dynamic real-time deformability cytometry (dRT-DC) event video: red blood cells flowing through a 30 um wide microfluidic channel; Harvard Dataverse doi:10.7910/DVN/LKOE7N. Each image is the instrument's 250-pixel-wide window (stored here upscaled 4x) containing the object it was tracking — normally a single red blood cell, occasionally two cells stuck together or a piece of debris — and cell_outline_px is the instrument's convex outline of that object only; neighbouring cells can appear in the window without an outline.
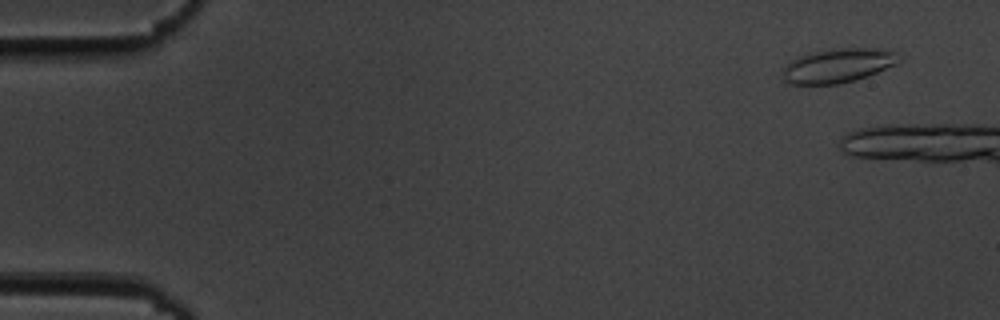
{"species": "common noctule bat (a hibernating species)", "species_latin": "Nyctalus noctula", "temperature_condition": "cold", "stored_images_in_passage": 10, "camera_frame_rate_fps": 3000, "um_per_image_px": 0.085, "animal": {"sex": "male", "body_mass_g": 19.5, "forearm_length_mm": 54.6}, "frame": {"image": 1, "passage_image": 4, "time_ms": 1.0, "image_size_px": [1000, 320], "cell_outline_px": [[900, 60], [896, 64], [868, 76], [856, 80], [840, 84], [788, 84], [784, 80], [780, 72], [792, 60], [800, 56], [812, 52], [836, 48], [876, 48], [896, 52]], "centroid_in_image_um": [71.21, 5.58], "position_along_channel_um": 13.8, "area_um2": 23.18}}